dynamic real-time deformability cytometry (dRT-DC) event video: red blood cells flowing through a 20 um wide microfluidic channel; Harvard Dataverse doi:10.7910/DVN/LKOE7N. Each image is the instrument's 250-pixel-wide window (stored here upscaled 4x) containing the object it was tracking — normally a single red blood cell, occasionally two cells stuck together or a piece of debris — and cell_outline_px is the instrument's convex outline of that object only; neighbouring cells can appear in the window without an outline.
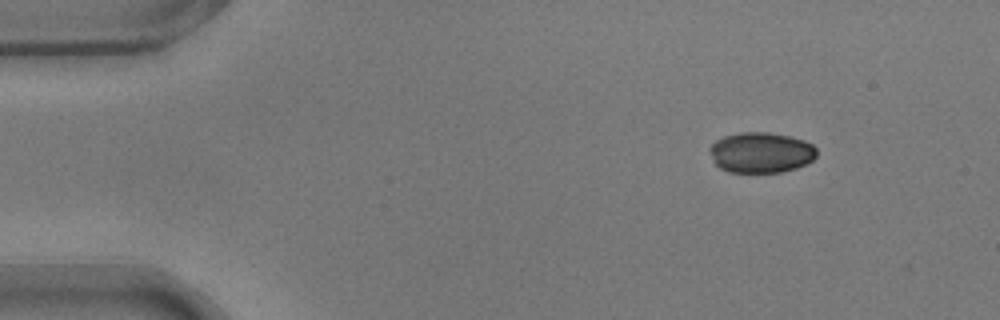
{"species": "common noctule bat (a hibernating species)", "species_latin": "Nyctalus noctula", "temperature_condition": "warm", "stored_images_in_passage": 48, "camera_frame_rate_fps": 3000, "um_per_image_px": 0.085, "animal": {"sex": "male", "body_mass_g": 17.9}, "frame": {"image": 1, "passage_image": 1, "time_ms": 0.0, "image_size_px": [1000, 320], "cell_outline_px": [[816, 156], [812, 160], [796, 168], [780, 172], [728, 172], [720, 168], [712, 160], [708, 148], [716, 140], [724, 136], [740, 132], [768, 132], [788, 136], [804, 140], [812, 144], [816, 148]], "centroid_in_image_um": [64.65, 12.96], "position_along_channel_um": 20.3, "area_um2": 25.32}}
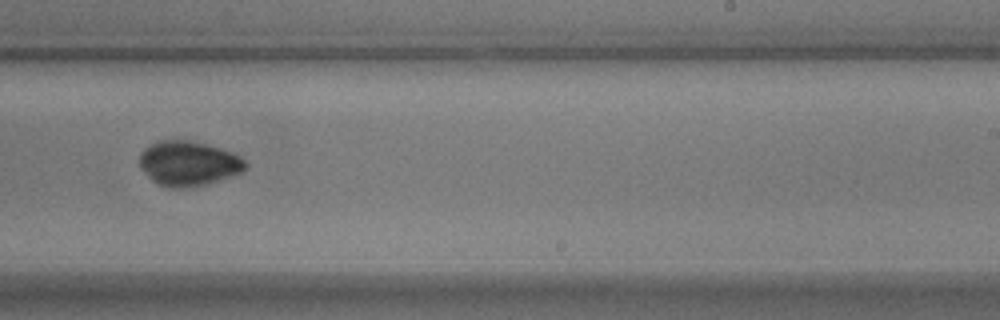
{"frame": {"image": 2, "passage_image": 28, "time_ms": 9.0, "image_size_px": [1000, 320], "cell_outline_px": [[248, 164], [240, 172], [204, 184], [176, 188], [168, 188], [152, 180], [140, 168], [140, 152], [144, 148], [160, 140], [188, 140], [220, 148], [232, 152], [240, 156]], "centroid_in_image_um": [15.98, 13.87], "position_along_channel_um": 273.0, "area_um2": 27.11}}
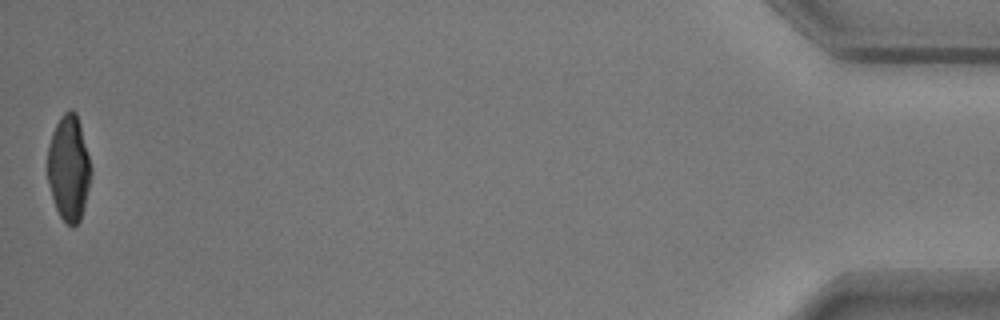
{"frame": {"image": 3, "passage_image": 48, "time_ms": 15.667, "image_size_px": [1000, 320], "cell_outline_px": [[92, 172], [80, 220], [72, 228], [60, 216], [56, 208], [52, 196], [48, 180], [48, 144], [52, 132], [60, 116], [68, 108], [72, 108], [76, 112], [80, 124], [92, 168]], "centroid_in_image_um": [5.85, 14.23], "position_along_channel_um": 429.4, "area_um2": 26.59}, "authors_computed_cell_mechanics": {"area_um2": 27.3972, "velocity_mm_per_s": 3.7443, "shape_relaxation_time_tau1_ms": 2.9625, "shape_relaxation_time_tau2_ms": null, "deformation_change_tau1": 0.093, "deformation_change_tau2": null}}